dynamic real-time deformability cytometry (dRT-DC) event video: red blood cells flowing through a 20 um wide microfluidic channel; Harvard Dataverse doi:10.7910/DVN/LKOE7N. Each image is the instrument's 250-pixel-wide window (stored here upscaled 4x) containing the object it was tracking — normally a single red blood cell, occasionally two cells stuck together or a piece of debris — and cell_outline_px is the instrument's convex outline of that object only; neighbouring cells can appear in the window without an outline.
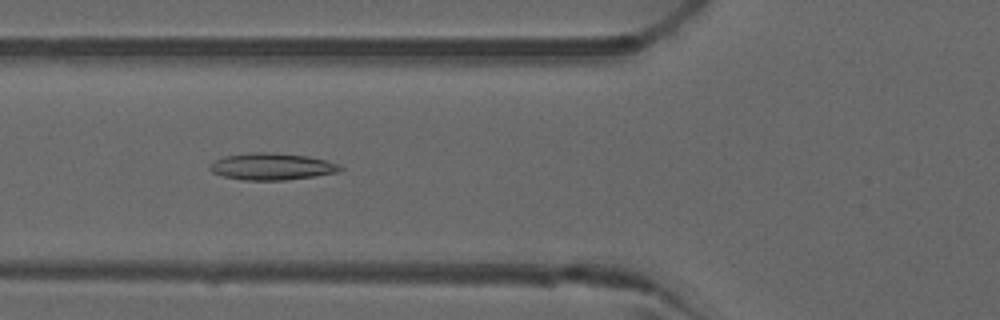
{"species": "common noctule bat (a hibernating species)", "species_latin": "Nyctalus noctula", "temperature_condition": "warm", "stored_images_in_passage": 48, "camera_frame_rate_fps": 3000, "um_per_image_px": 0.085, "animal": {"sex": "male", "forearm_length_mm": 52.5}, "frame": {"image": 1, "passage_image": 16, "time_ms": 5.0, "image_size_px": [1000, 320], "cell_outline_px": [[344, 168], [336, 172], [312, 176], [284, 180], [244, 180], [224, 176], [212, 172], [208, 168], [208, 164], [224, 156], [252, 152], [268, 152], [308, 156], [324, 160], [336, 164]], "centroid_in_image_um": [23.03, 14.15], "position_along_channel_um": 102.8, "area_um2": 20.11}}
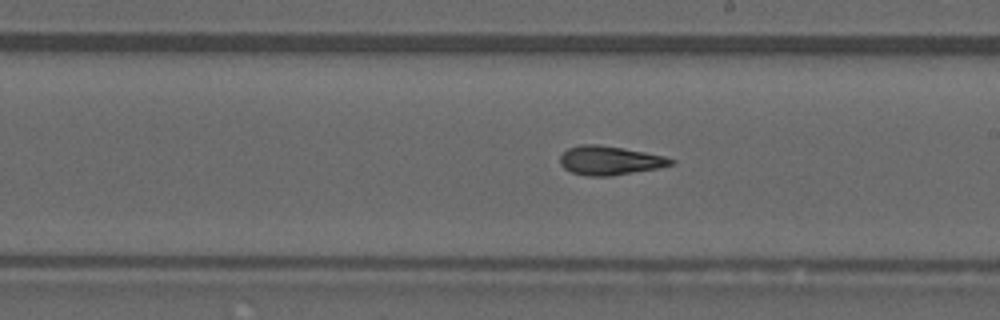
{"frame": {"image": 2, "passage_image": 26, "time_ms": 8.333, "image_size_px": [1000, 320], "cell_outline_px": [[676, 160], [672, 164], [656, 168], [608, 176], [588, 176], [572, 172], [564, 168], [560, 164], [560, 156], [568, 148], [580, 144], [596, 144], [644, 152], [664, 156]], "centroid_in_image_um": [51.78, 13.63], "position_along_channel_um": 237.2, "area_um2": 18.32}}
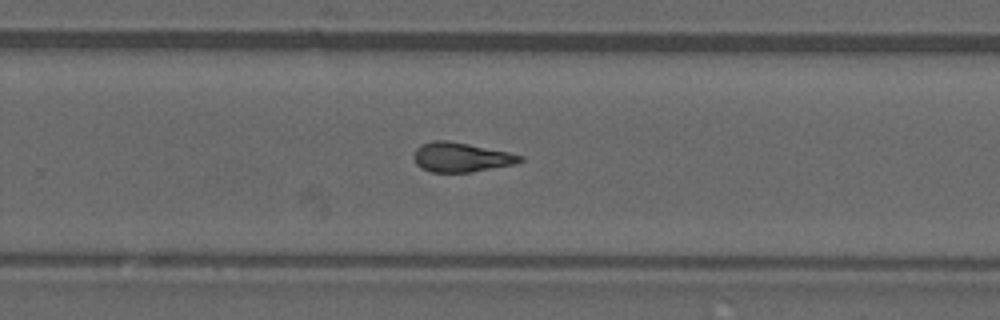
{"frame": {"image": 3, "passage_image": 30, "time_ms": 9.667, "image_size_px": [1000, 320], "cell_outline_px": [[524, 160], [516, 164], [472, 172], [432, 172], [420, 168], [416, 164], [412, 156], [416, 148], [432, 140], [448, 140], [508, 152], [524, 156]], "centroid_in_image_um": [39.19, 13.37], "position_along_channel_um": 290.6, "area_um2": 18.32}, "authors_computed_cell_mechanics": {"area_um2": 18.5538, "velocity_mm_per_s": 4.0358, "shape_relaxation_time_tau1_ms": null, "shape_relaxation_time_tau2_ms": 2.5623, "deformation_change_tau1": null, "deformation_change_tau2": 0.1091}}